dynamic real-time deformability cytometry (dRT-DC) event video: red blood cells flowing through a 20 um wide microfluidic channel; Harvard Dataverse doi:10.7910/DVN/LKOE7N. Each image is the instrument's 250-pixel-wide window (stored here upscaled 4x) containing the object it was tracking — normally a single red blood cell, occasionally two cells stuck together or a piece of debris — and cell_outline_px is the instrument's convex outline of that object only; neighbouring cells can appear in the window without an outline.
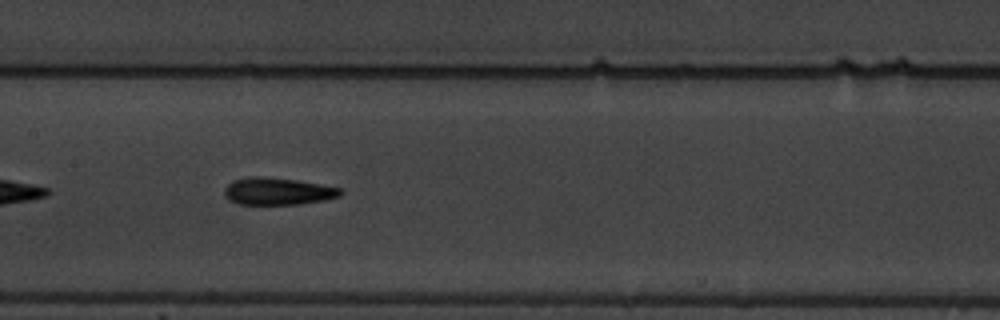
{"species": "common noctule bat (a hibernating species)", "species_latin": "Nyctalus noctula", "temperature_condition": "warm", "stored_images_in_passage": 40, "camera_frame_rate_fps": 3000, "um_per_image_px": 0.085, "animal": {"sex": "male", "body_mass_g": 19.5, "forearm_length_mm": 54.6}, "frame": {"image": 1, "passage_image": 12, "time_ms": 3.667, "image_size_px": [1000, 320], "cell_outline_px": [[344, 192], [340, 196], [324, 200], [300, 204], [240, 204], [228, 200], [224, 196], [224, 188], [232, 180], [248, 176], [264, 176], [296, 180], [320, 184], [340, 188]], "centroid_in_image_um": [23.57, 16.25], "position_along_channel_um": 183.8, "area_um2": 18.55}}
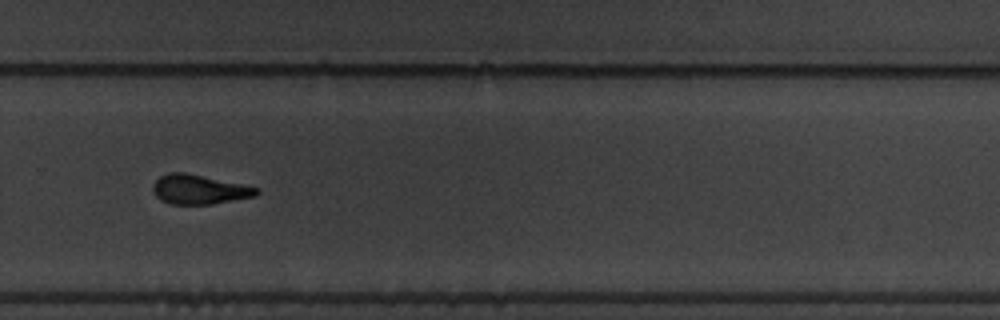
{"frame": {"image": 2, "passage_image": 23, "time_ms": 7.333, "image_size_px": [1000, 320], "cell_outline_px": [[260, 192], [256, 196], [212, 204], [168, 204], [160, 200], [152, 192], [152, 184], [160, 176], [168, 172], [184, 172], [260, 188]], "centroid_in_image_um": [16.9, 16.11], "position_along_channel_um": 312.9, "area_um2": 17.86}}
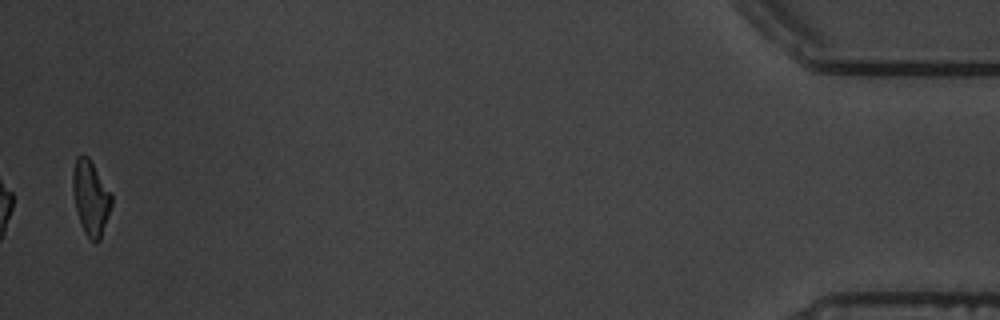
{"frame": {"image": 3, "passage_image": 40, "time_ms": 13.0, "image_size_px": [1000, 320], "cell_outline_px": [[112, 204], [100, 240], [96, 244], [84, 232], [80, 224], [76, 208], [72, 188], [72, 172], [76, 156], [88, 156], [112, 192]], "centroid_in_image_um": [7.72, 16.8], "position_along_channel_um": 427.5, "area_um2": 16.99}, "authors_computed_cell_mechanics": {"area_um2": 17.7446, "velocity_mm_per_s": 3.5396, "shape_relaxation_time_tau1_ms": 3.3026, "shape_relaxation_time_tau2_ms": 4.0539, "deformation_change_tau1": 0.1925, "deformation_change_tau2": 0.1473}}